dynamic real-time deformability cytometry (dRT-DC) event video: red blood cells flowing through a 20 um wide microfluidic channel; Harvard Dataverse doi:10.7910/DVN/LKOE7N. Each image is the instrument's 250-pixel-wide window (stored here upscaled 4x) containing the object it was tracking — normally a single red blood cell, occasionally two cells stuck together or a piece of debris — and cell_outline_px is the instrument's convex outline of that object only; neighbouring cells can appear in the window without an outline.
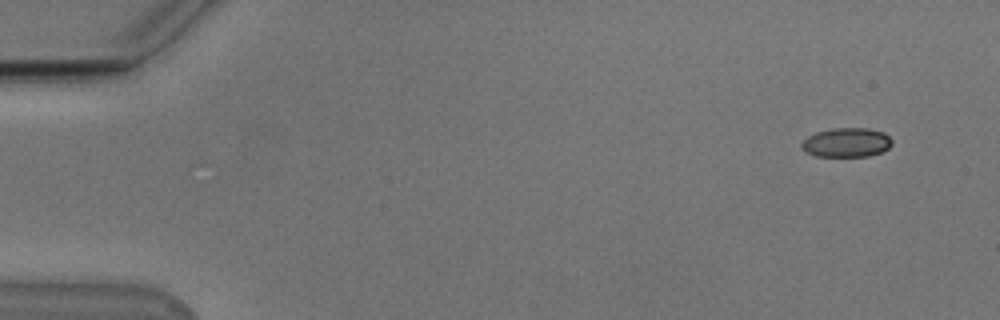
{"species": "Egyptian fruit bat (a non-hibernating species)", "species_latin": "Rousettus aegyptiacus", "temperature_condition": "cold", "stored_images_in_passage": 6, "camera_frame_rate_fps": 3000, "um_per_image_px": 0.085, "animal": {"sex": "male"}, "frame": {"image": 1, "passage_image": 1, "time_ms": 0.0, "image_size_px": [1000, 320], "cell_outline_px": [[892, 144], [888, 148], [880, 152], [868, 156], [816, 156], [808, 152], [800, 144], [808, 136], [816, 132], [832, 128], [868, 128], [884, 132], [892, 140]], "centroid_in_image_um": [71.98, 12.1], "position_along_channel_um": 13.0, "area_um2": 15.26}}